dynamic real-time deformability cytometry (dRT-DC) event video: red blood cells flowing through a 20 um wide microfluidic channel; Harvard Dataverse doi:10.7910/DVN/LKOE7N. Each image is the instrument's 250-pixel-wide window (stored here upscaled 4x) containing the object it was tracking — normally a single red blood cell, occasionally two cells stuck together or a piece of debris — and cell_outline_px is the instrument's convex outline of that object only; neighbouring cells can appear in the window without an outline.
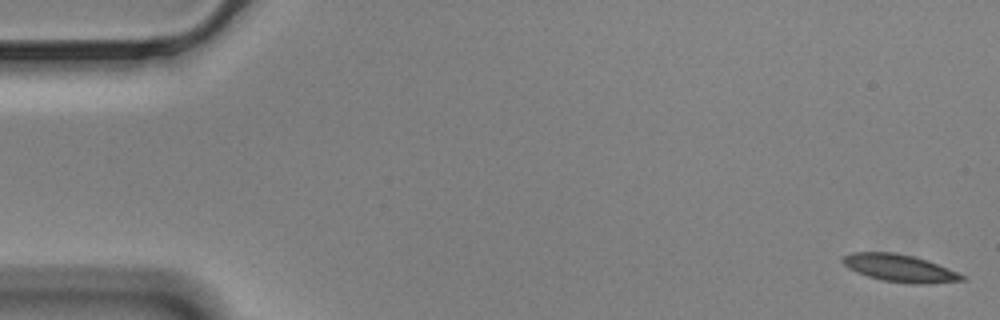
{"species": "Egyptian fruit bat (a non-hibernating species)", "species_latin": "Rousettus aegyptiacus", "temperature_condition": "cold", "stored_images_in_passage": 16, "camera_frame_rate_fps": 3000, "um_per_image_px": 0.085, "animal": {"sex": "male"}, "frame": {"image": 1, "passage_image": 1, "time_ms": 0.0, "image_size_px": [1000, 320], "cell_outline_px": [[968, 280], [920, 284], [908, 284], [880, 280], [856, 272], [848, 268], [840, 260], [844, 256], [852, 252], [896, 252], [928, 260], [948, 268], [964, 276]], "centroid_in_image_um": [76.46, 22.79], "position_along_channel_um": 8.5, "area_um2": 19.13}}
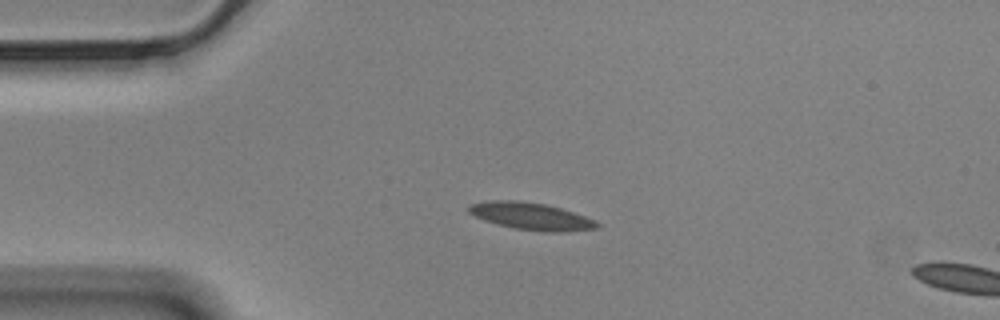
{"frame": {"image": 2, "passage_image": 13, "time_ms": 4.0, "image_size_px": [1000, 320], "cell_outline_px": [[600, 228], [564, 232], [544, 232], [516, 228], [484, 220], [468, 212], [468, 204], [488, 200], [516, 200], [544, 204], [560, 208], [596, 220], [600, 224]], "centroid_in_image_um": [45.16, 18.38], "position_along_channel_um": 39.8, "area_um2": 20.23}}